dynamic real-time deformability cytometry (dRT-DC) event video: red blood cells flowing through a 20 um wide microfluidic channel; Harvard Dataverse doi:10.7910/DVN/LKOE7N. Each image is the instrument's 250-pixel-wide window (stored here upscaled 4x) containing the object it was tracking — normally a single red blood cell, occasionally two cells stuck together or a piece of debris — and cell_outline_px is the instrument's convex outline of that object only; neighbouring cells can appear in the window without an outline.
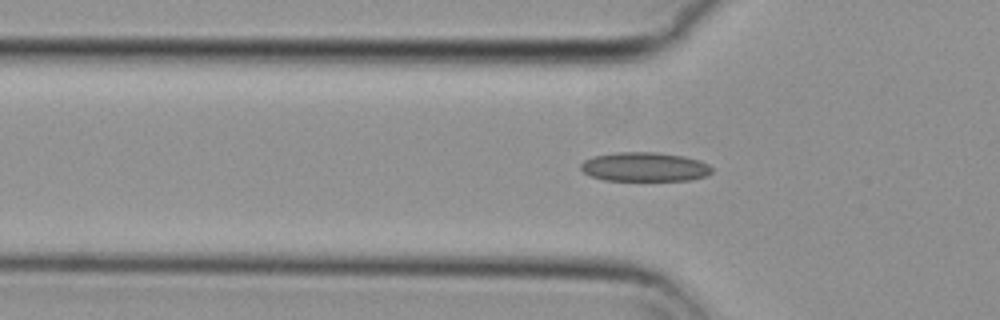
{"species": "common noctule bat (a hibernating species)", "species_latin": "Nyctalus noctula", "temperature_condition": "cold", "stored_images_in_passage": 43, "camera_frame_rate_fps": 3000, "um_per_image_px": 0.085, "animal": {"sex": "female", "body_mass_g": 29.2, "forearm_length_mm": 56.3}, "frame": {"image": 1, "passage_image": 8, "time_ms": 2.333, "image_size_px": [1000, 320], "cell_outline_px": [[712, 172], [704, 176], [688, 180], [604, 180], [592, 176], [584, 172], [580, 168], [580, 164], [584, 160], [592, 156], [616, 152], [656, 152], [684, 156], [700, 160], [708, 164], [712, 168]], "centroid_in_image_um": [54.78, 14.17], "position_along_channel_um": 71.0, "area_um2": 22.25}}
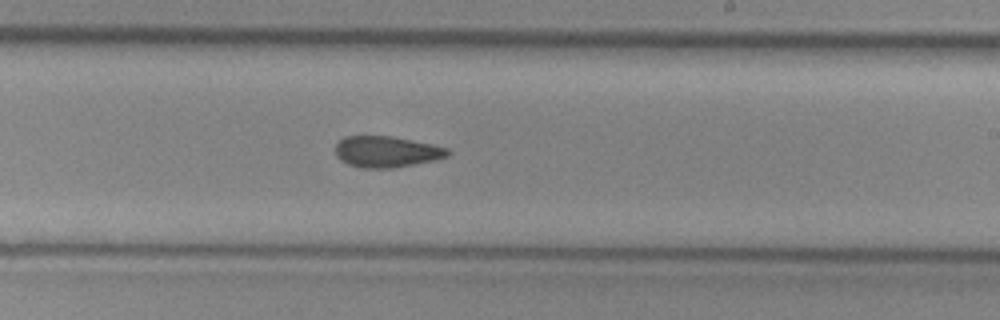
{"frame": {"image": 2, "passage_image": 23, "time_ms": 7.333, "image_size_px": [1000, 320], "cell_outline_px": [[452, 152], [448, 156], [436, 160], [392, 168], [360, 168], [348, 164], [340, 160], [336, 156], [336, 144], [344, 136], [392, 136], [432, 144], [448, 148]], "centroid_in_image_um": [32.87, 12.9], "position_along_channel_um": 256.1, "area_um2": 20.52}}
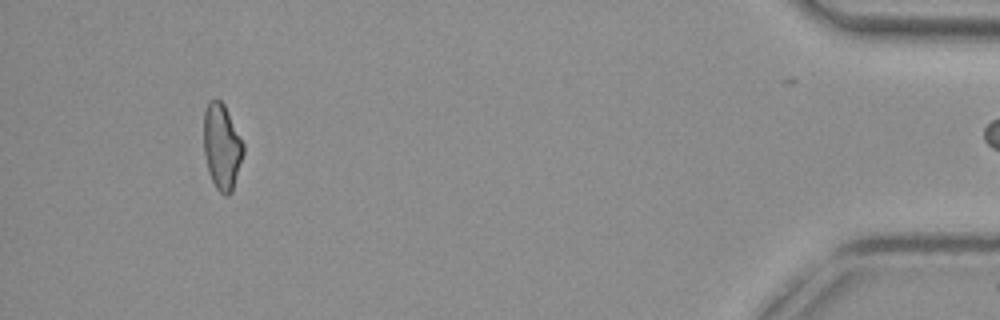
{"frame": {"image": 3, "passage_image": 42, "time_ms": 13.667, "image_size_px": [1000, 320], "cell_outline_px": [[244, 152], [232, 192], [228, 196], [224, 196], [216, 188], [208, 172], [204, 152], [204, 112], [208, 100], [220, 100], [224, 104], [244, 144]], "centroid_in_image_um": [18.85, 12.48], "position_along_channel_um": 416.3, "area_um2": 19.77}}